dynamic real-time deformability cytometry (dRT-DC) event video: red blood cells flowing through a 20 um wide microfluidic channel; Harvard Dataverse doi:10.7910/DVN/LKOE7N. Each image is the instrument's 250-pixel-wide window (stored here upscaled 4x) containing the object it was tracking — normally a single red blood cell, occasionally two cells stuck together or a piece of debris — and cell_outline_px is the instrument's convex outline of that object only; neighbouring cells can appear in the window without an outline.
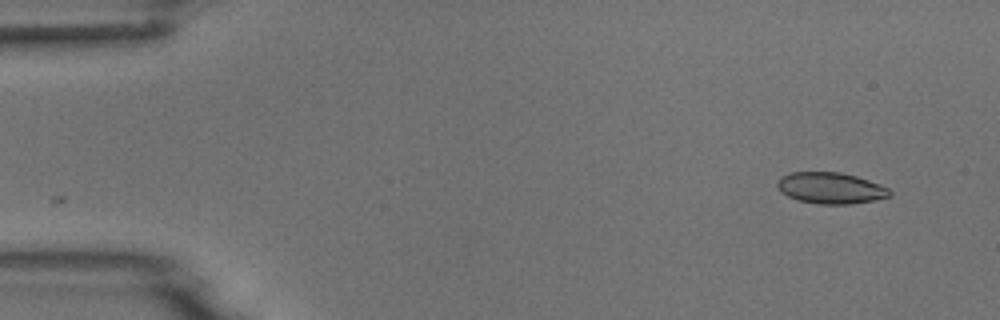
{"species": "common noctule bat (a hibernating species)", "species_latin": "Nyctalus noctula", "temperature_condition": "room temperature", "stored_images_in_passage": 2, "camera_frame_rate_fps": 3000, "um_per_image_px": 0.085, "animal": {"sex": "male", "body_mass_g": 18.8}, "frame": {"image": 1, "passage_image": 2, "time_ms": 1.0, "image_size_px": [1000, 320], "cell_outline_px": [[892, 196], [876, 200], [852, 204], [820, 204], [796, 200], [780, 192], [776, 184], [776, 180], [780, 176], [792, 172], [840, 172], [856, 176], [880, 184], [888, 188], [892, 192]], "centroid_in_image_um": [70.59, 15.99], "position_along_channel_um": 14.4, "area_um2": 20.75}}